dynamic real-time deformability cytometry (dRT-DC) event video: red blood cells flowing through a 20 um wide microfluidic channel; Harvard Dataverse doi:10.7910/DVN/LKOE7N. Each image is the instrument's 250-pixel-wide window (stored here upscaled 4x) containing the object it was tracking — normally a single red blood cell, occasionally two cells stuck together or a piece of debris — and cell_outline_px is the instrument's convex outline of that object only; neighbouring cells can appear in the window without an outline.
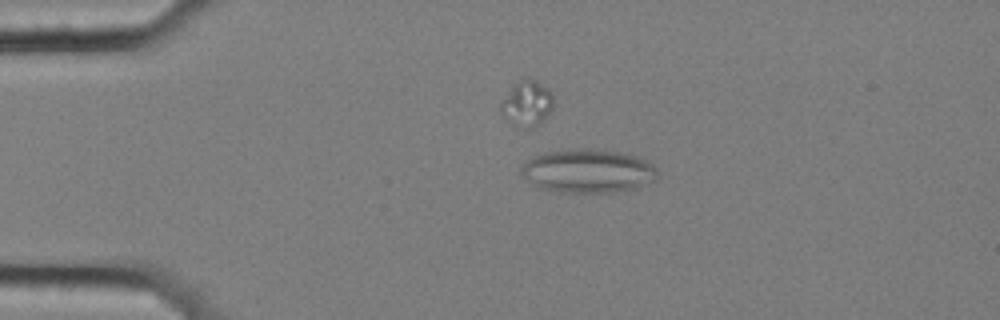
{"species": "common noctule bat (a hibernating species)", "species_latin": "Nyctalus noctula", "temperature_condition": "cold", "stored_images_in_passage": 56, "segment_of_instrument_passage": [1, 3], "camera_frame_rate_fps": 3000, "um_per_image_px": 0.085, "animal": {"sex": "female", "body_mass_g": 25.1}, "frame": {"image": 1, "passage_image": 12, "time_ms": 3.667, "image_size_px": [1000, 320], "cell_outline_px": [[656, 180], [636, 188], [612, 192], [560, 192], [540, 188], [532, 184], [520, 176], [520, 164], [528, 156], [544, 152], [568, 148], [588, 148], [624, 152], [636, 156], [652, 164], [656, 168]], "centroid_in_image_um": [49.88, 14.51], "position_along_channel_um": 35.1, "area_um2": 35.37}}